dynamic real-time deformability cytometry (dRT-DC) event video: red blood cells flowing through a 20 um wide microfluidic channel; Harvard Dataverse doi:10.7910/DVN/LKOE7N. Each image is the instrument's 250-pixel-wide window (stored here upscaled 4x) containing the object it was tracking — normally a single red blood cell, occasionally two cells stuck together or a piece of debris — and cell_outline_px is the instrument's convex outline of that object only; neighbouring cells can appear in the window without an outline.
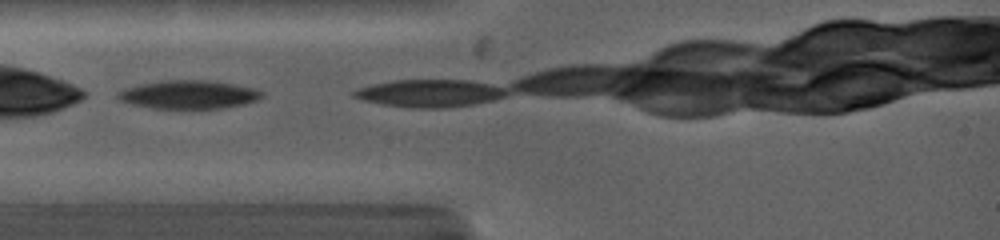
{"species": "common noctule bat (a hibernating species)", "species_latin": "Nyctalus noctula", "temperature_condition": "warm", "stored_images_in_passage": 2, "camera_frame_rate_fps": 5000, "um_per_image_px": 0.085, "animal": {"sex": "female", "body_mass_g": 19.0, "forearm_length_mm": 53.3}, "frame": {"image": 1, "passage_image": 1, "time_ms": 0.0, "image_size_px": [1000, 240], "cell_outline_px": [[264, 96], [260, 100], [244, 104], [224, 108], [152, 108], [132, 104], [120, 100], [116, 96], [116, 92], [124, 88], [140, 84], [160, 80], [208, 80], [232, 84], [252, 88], [264, 92]], "centroid_in_image_um": [16.04, 8.03], "position_along_channel_um": 69.0, "area_um2": 23.93}}